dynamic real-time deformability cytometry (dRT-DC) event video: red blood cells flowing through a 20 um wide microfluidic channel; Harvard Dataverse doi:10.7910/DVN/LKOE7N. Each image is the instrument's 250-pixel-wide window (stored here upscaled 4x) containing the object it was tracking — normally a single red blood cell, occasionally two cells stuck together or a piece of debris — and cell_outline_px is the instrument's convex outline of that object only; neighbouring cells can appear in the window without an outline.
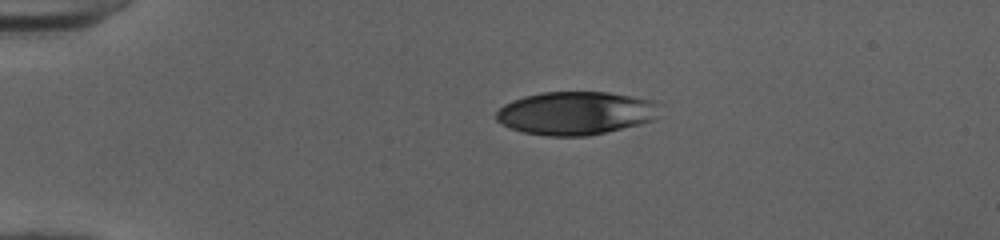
{"species": "human", "species_latin": "Homo sapiens", "temperature_condition": "cold", "stored_images_in_passage": 40, "camera_frame_rate_fps": 3000, "um_per_image_px": 0.085, "donor": {"sex": "female"}, "frame": {"image": 1, "passage_image": 1, "time_ms": 0.0, "image_size_px": [1000, 240], "cell_outline_px": [[664, 104], [656, 120], [640, 124], [588, 136], [548, 136], [524, 132], [500, 124], [496, 120], [496, 112], [504, 104], [512, 100], [524, 96], [544, 92], [608, 92], [656, 100]], "centroid_in_image_um": [49.02, 9.61], "position_along_channel_um": 36.0, "area_um2": 41.73}}
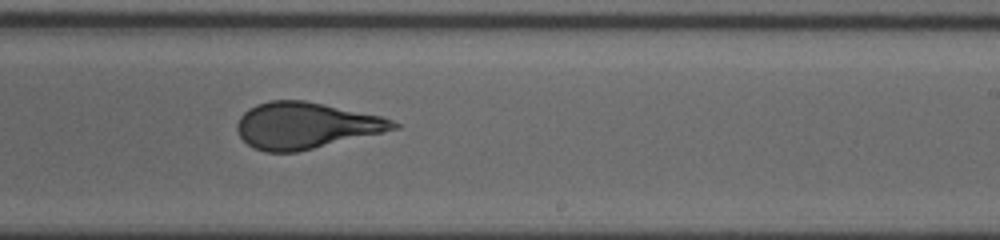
{"frame": {"image": 2, "passage_image": 22, "time_ms": 7.0, "image_size_px": [1000, 240], "cell_outline_px": [[400, 128], [296, 152], [264, 152], [252, 148], [240, 136], [236, 128], [236, 124], [240, 116], [248, 108], [256, 104], [272, 100], [304, 100], [380, 116], [392, 120], [400, 124]], "centroid_in_image_um": [25.94, 10.67], "position_along_channel_um": 263.1, "area_um2": 41.91}}
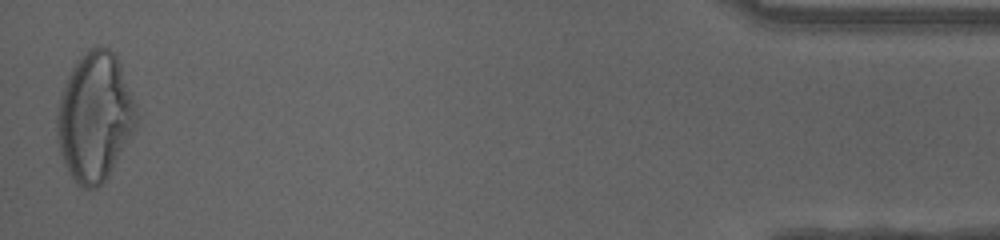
{"frame": {"image": 3, "passage_image": 40, "time_ms": 13.0, "image_size_px": [1000, 240], "cell_outline_px": [[140, 116], [132, 136], [108, 176], [96, 188], [84, 188], [76, 184], [68, 172], [60, 152], [56, 136], [56, 112], [60, 96], [64, 84], [76, 60], [88, 48], [96, 44], [108, 48], [116, 52], [136, 104]], "centroid_in_image_um": [8.07, 9.9], "position_along_channel_um": 427.1, "area_um2": 60.46}, "authors_computed_cell_mechanics": {"area_um2": 42.8876, "velocity_mm_per_s": 4.049, "shape_relaxation_time_tau1_ms": 5.2928, "shape_relaxation_time_tau2_ms": 0.8867, "deformation_change_tau1": 0.207, "deformation_change_tau2": 0.0772}}